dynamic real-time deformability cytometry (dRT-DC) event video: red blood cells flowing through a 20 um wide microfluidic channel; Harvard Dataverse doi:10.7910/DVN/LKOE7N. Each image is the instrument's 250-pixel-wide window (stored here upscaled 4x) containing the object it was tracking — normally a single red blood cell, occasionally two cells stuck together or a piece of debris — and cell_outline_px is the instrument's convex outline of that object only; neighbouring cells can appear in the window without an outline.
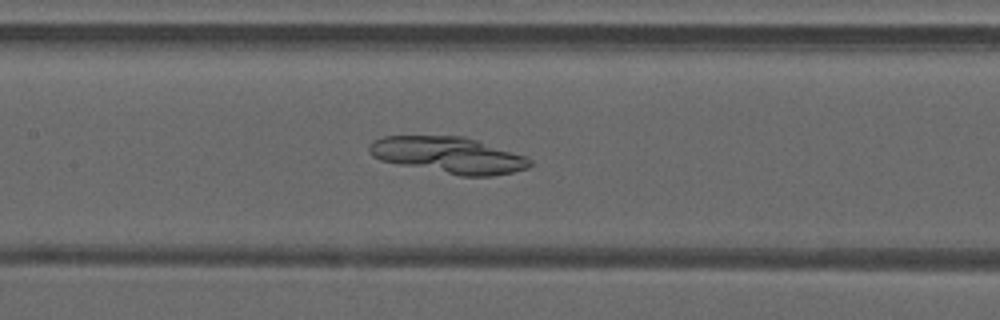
{"species": "common noctule bat (a hibernating species)", "species_latin": "Nyctalus noctula", "temperature_condition": "warm", "stored_images_in_passage": 38, "camera_frame_rate_fps": 3000, "um_per_image_px": 0.085, "animal": {"sex": "male", "forearm_length_mm": 52.5}, "frame": {"image": 1, "passage_image": 13, "time_ms": 4.0, "image_size_px": [1000, 320], "cell_outline_px": [[536, 164], [528, 168], [512, 172], [492, 176], [460, 176], [380, 160], [372, 156], [368, 152], [368, 144], [372, 140], [380, 136], [464, 136], [524, 156], [532, 160]], "centroid_in_image_um": [38.1, 13.18], "position_along_channel_um": 169.3, "area_um2": 34.04}}
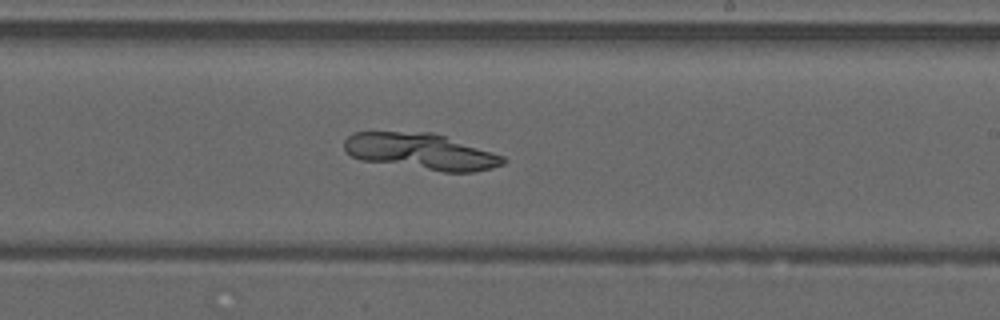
{"frame": {"image": 2, "passage_image": 19, "time_ms": 6.0, "image_size_px": [1000, 320], "cell_outline_px": [[504, 164], [492, 168], [472, 172], [444, 172], [360, 160], [352, 156], [344, 148], [344, 140], [352, 132], [432, 132], [504, 156]], "centroid_in_image_um": [35.75, 12.88], "position_along_channel_um": 253.3, "area_um2": 33.35}}
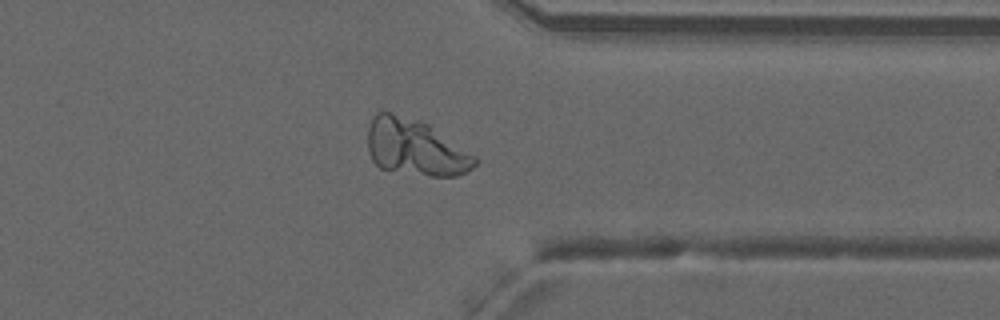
{"frame": {"image": 3, "passage_image": 28, "time_ms": 9.0, "image_size_px": [1000, 320], "cell_outline_px": [[480, 160], [472, 168], [456, 176], [432, 176], [380, 168], [372, 160], [368, 148], [368, 128], [372, 116], [376, 112], [388, 112], [420, 120], [428, 124], [476, 156]], "centroid_in_image_um": [35.3, 12.53], "position_along_channel_um": 376.1, "area_um2": 34.91}}